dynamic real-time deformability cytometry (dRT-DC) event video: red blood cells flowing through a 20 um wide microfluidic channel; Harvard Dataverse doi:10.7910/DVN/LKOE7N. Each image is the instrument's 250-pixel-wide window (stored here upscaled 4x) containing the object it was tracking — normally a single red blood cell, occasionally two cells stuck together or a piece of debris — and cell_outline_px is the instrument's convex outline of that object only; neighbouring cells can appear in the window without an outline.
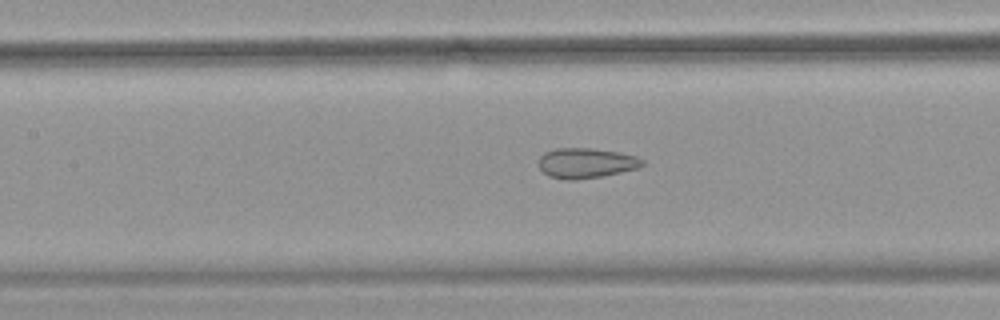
{"species": "common noctule bat (a hibernating species)", "species_latin": "Nyctalus noctula", "temperature_condition": "warm", "stored_images_in_passage": 54, "camera_frame_rate_fps": 3000, "um_per_image_px": 0.085, "animal": {"sex": "female", "body_mass_g": 18.4}, "frame": {"image": 1, "passage_image": 25, "time_ms": 8.0, "image_size_px": [1000, 320], "cell_outline_px": [[644, 164], [640, 168], [600, 176], [576, 180], [564, 180], [548, 176], [536, 164], [540, 156], [544, 152], [556, 148], [592, 148], [620, 152], [636, 156], [644, 160]], "centroid_in_image_um": [49.79, 13.85], "position_along_channel_um": 157.6, "area_um2": 18.44}}
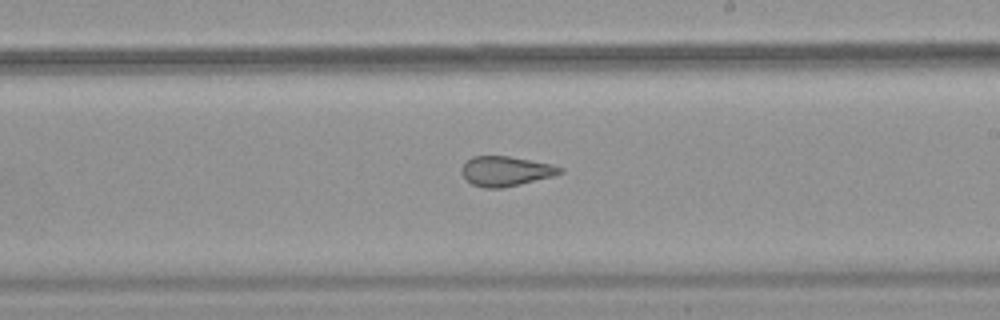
{"frame": {"image": 2, "passage_image": 32, "time_ms": 10.333, "image_size_px": [1000, 320], "cell_outline_px": [[564, 172], [552, 176], [504, 188], [484, 188], [472, 184], [460, 172], [460, 168], [472, 156], [508, 156], [552, 164], [564, 168]], "centroid_in_image_um": [42.99, 14.55], "position_along_channel_um": 246.0, "area_um2": 17.05}}
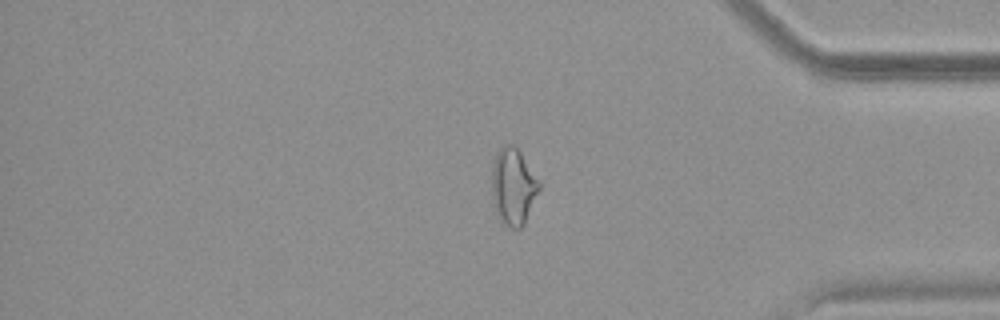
{"frame": {"image": 3, "passage_image": 45, "time_ms": 14.667, "image_size_px": [1000, 320], "cell_outline_px": [[540, 188], [524, 224], [520, 228], [512, 228], [500, 220], [496, 216], [492, 196], [492, 160], [496, 152], [504, 144], [516, 144], [540, 180]], "centroid_in_image_um": [43.62, 15.8], "position_along_channel_um": 391.6, "area_um2": 21.56}, "authors_computed_cell_mechanics": {"area_um2": 21.9062, "velocity_mm_per_s": 3.8157, "shape_relaxation_time_tau1_ms": null, "shape_relaxation_time_tau2_ms": 1.3788, "deformation_change_tau1": null, "deformation_change_tau2": 0.0957}}